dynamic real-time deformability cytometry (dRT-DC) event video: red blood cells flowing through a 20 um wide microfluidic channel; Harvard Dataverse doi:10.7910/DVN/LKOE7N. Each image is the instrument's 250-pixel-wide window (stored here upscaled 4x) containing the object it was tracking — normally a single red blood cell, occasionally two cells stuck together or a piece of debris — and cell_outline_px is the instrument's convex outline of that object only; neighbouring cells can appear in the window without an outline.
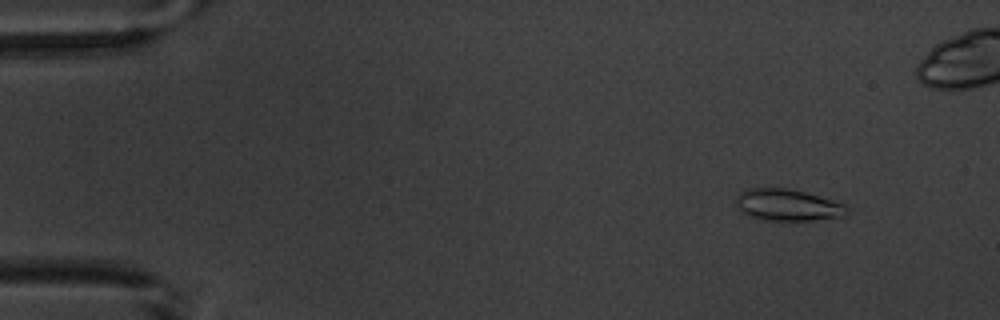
{"species": "common noctule bat (a hibernating species)", "species_latin": "Nyctalus noctula", "temperature_condition": "warm", "stored_images_in_passage": 6, "camera_frame_rate_fps": 3000, "um_per_image_px": 0.085, "animal": {"sex": "male", "body_mass_g": 20.1, "forearm_length_mm": 53.5}, "frame": {"image": 1, "passage_image": 2, "time_ms": 1.0, "image_size_px": [1000, 320], "cell_outline_px": [[848, 212], [844, 216], [812, 220], [764, 220], [748, 216], [740, 212], [736, 204], [736, 196], [740, 192], [748, 188], [788, 188], [804, 192], [832, 200], [844, 204], [848, 208]], "centroid_in_image_um": [66.9, 17.42], "position_along_channel_um": 18.1, "area_um2": 20.46}}